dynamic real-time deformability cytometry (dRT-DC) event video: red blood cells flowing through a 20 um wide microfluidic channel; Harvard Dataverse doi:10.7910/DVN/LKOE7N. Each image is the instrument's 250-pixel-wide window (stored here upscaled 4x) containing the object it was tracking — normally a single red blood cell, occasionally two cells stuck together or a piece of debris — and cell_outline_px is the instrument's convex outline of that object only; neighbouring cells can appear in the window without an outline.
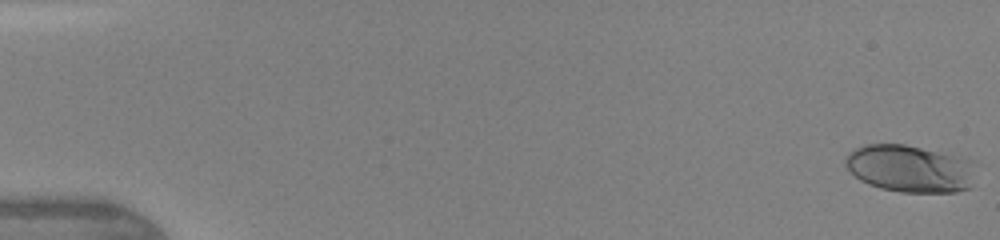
{"species": "human", "species_latin": "Homo sapiens", "temperature_condition": "warm", "stored_images_in_passage": 47, "camera_frame_rate_fps": 3000, "um_per_image_px": 0.085, "donor": {"sex": "female"}, "frame": {"image": 1, "passage_image": 1, "time_ms": 0.0, "image_size_px": [1000, 240], "cell_outline_px": [[972, 188], [956, 192], [900, 192], [880, 188], [868, 184], [860, 180], [844, 164], [844, 160], [848, 152], [864, 144], [904, 144], [956, 156], [968, 160]], "centroid_in_image_um": [77.24, 14.34], "position_along_channel_um": 7.8, "area_um2": 35.32}}
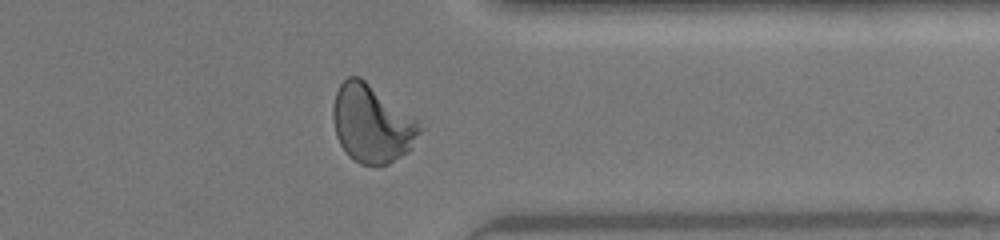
{"frame": {"image": 2, "passage_image": 38, "time_ms": 12.333, "image_size_px": [1000, 240], "cell_outline_px": [[424, 128], [412, 148], [408, 152], [388, 164], [360, 164], [348, 156], [340, 144], [336, 136], [332, 120], [332, 108], [336, 92], [340, 84], [348, 76], [360, 76], [420, 120]], "centroid_in_image_um": [31.63, 10.5], "position_along_channel_um": 379.8, "area_um2": 39.88}}
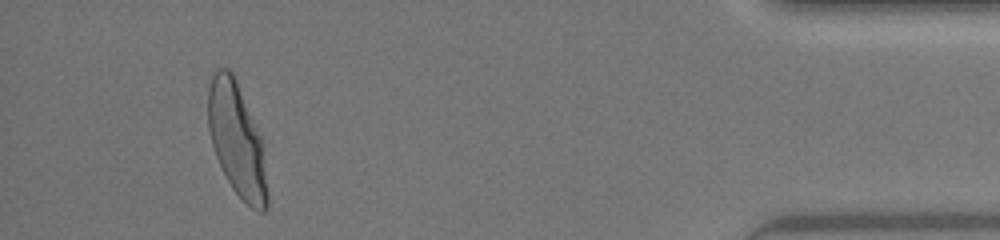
{"frame": {"image": 3, "passage_image": 44, "time_ms": 14.333, "image_size_px": [1000, 240], "cell_outline_px": [[268, 208], [264, 212], [260, 212], [252, 208], [232, 188], [216, 156], [212, 144], [208, 128], [208, 88], [212, 76], [216, 68], [228, 68], [232, 72], [236, 80], [264, 144], [268, 196]], "centroid_in_image_um": [20.15, 11.9], "position_along_channel_um": 415.1, "area_um2": 38.96}, "authors_computed_cell_mechanics": {"area_um2": 36.8764, "velocity_mm_per_s": 4.3792, "shape_relaxation_time_tau1_ms": 4.1453, "shape_relaxation_time_tau2_ms": null, "deformation_change_tau1": 0.215, "deformation_change_tau2": null}}